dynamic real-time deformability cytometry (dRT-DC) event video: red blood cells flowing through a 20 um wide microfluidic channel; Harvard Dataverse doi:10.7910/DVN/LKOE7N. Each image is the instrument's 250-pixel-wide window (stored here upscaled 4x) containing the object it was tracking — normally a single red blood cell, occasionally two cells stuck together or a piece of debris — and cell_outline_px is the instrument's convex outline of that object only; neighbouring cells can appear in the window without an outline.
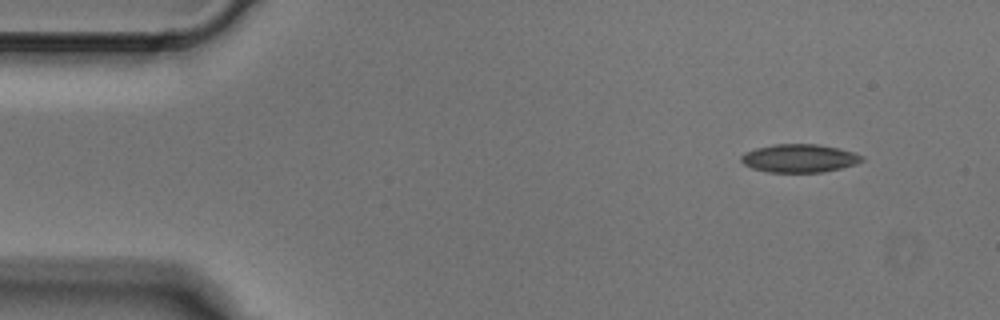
{"species": "Egyptian fruit bat (a non-hibernating species)", "species_latin": "Rousettus aegyptiacus", "temperature_condition": "cold", "stored_images_in_passage": 6, "camera_frame_rate_fps": 3000, "um_per_image_px": 0.085, "animal": {"sex": "male"}, "frame": {"image": 1, "passage_image": 1, "time_ms": 0.0, "image_size_px": [1000, 320], "cell_outline_px": [[864, 160], [856, 164], [824, 172], [768, 172], [752, 168], [744, 164], [740, 160], [740, 156], [744, 152], [756, 148], [772, 144], [816, 144], [840, 148], [864, 156]], "centroid_in_image_um": [67.93, 13.45], "position_along_channel_um": 17.1, "area_um2": 19.94}}
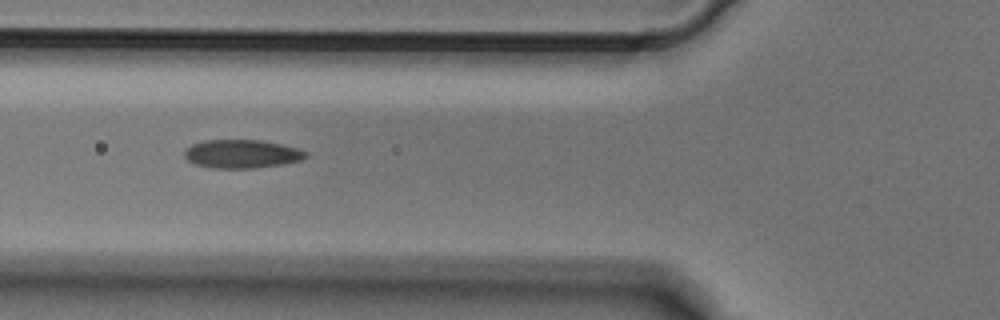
{"frame": {"image": 2, "passage_image": 4, "time_ms": 1.0, "image_size_px": [1000, 320], "cell_outline_px": [[308, 156], [300, 160], [280, 164], [252, 168], [212, 168], [196, 164], [188, 160], [184, 156], [184, 152], [192, 144], [204, 140], [260, 140], [280, 144], [296, 148], [308, 152]], "centroid_in_image_um": [20.54, 13.08], "position_along_channel_um": 105.3, "area_um2": 19.88}}
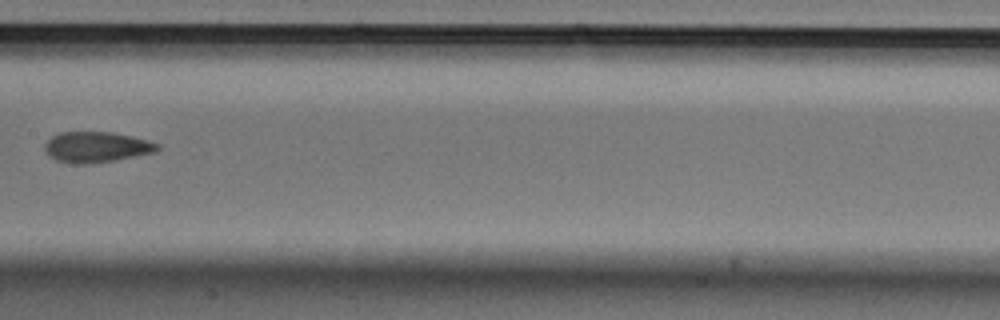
{"frame": {"image": 3, "passage_image": 6, "time_ms": 1.667, "image_size_px": [1000, 320], "cell_outline_px": [[160, 148], [156, 152], [116, 160], [88, 164], [76, 164], [56, 160], [48, 156], [44, 148], [44, 144], [52, 136], [60, 132], [112, 132], [132, 136], [148, 140], [160, 144]], "centroid_in_image_um": [8.21, 12.5], "position_along_channel_um": 199.2, "area_um2": 20.29}}